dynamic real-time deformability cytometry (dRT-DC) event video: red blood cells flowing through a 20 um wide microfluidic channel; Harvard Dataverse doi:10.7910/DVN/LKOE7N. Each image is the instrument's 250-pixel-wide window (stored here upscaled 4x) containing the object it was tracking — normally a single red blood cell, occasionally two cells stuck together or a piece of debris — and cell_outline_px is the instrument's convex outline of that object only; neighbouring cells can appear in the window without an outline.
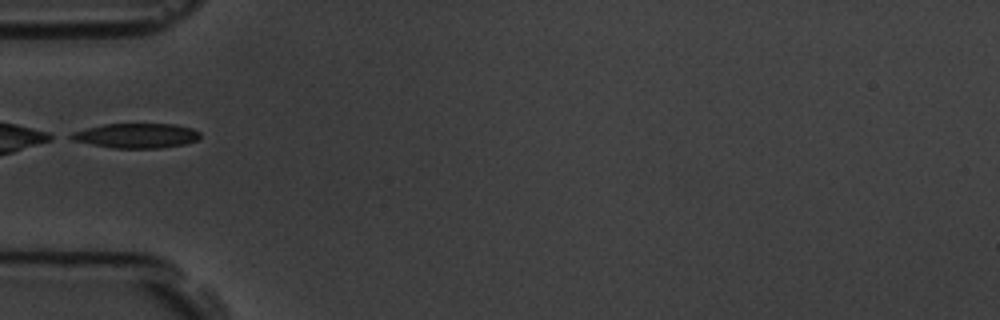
{"species": "common noctule bat (a hibernating species)", "species_latin": "Nyctalus noctula", "temperature_condition": "room temperature", "stored_images_in_passage": 3, "camera_frame_rate_fps": 3000, "um_per_image_px": 0.085, "animal": {"sex": "male", "body_mass_g": 19.5, "forearm_length_mm": 54.6}, "frame": {"image": 1, "passage_image": 3, "time_ms": 2.0, "image_size_px": [1000, 320], "cell_outline_px": [[200, 136], [196, 140], [184, 144], [160, 148], [112, 148], [72, 140], [64, 136], [72, 132], [104, 124], [176, 124], [192, 128], [200, 132]], "centroid_in_image_um": [11.56, 11.53], "position_along_channel_um": 73.4, "area_um2": 18.61}}